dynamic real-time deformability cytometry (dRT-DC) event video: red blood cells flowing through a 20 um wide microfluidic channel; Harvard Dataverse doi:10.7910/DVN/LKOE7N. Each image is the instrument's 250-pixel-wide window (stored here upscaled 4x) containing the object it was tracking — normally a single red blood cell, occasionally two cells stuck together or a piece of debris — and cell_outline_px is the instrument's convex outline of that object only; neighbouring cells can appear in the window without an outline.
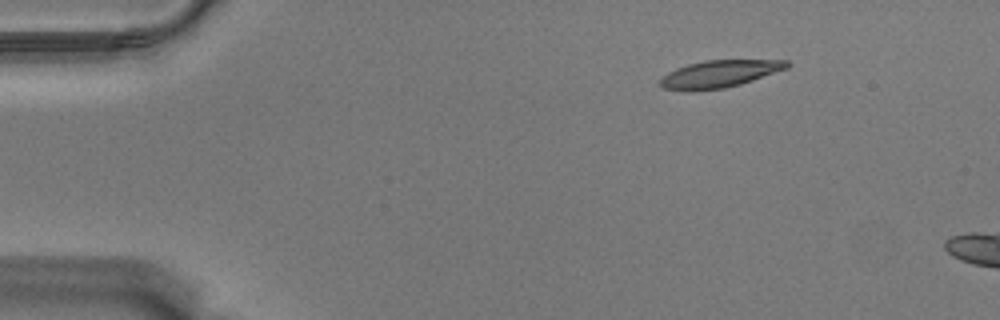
{"species": "Egyptian fruit bat (a non-hibernating species)", "species_latin": "Rousettus aegyptiacus", "temperature_condition": "warm", "stored_images_in_passage": 7, "camera_frame_rate_fps": 3000, "um_per_image_px": 0.085, "animal": {"sex": "male"}, "frame": {"image": 1, "passage_image": 1, "time_ms": 0.0, "image_size_px": [1000, 320], "cell_outline_px": [[792, 64], [788, 68], [740, 84], [724, 88], [692, 92], [684, 92], [664, 88], [656, 84], [668, 72], [676, 68], [688, 64], [704, 60], [788, 60]], "centroid_in_image_um": [61.11, 6.29], "position_along_channel_um": 23.9, "area_um2": 20.4}}